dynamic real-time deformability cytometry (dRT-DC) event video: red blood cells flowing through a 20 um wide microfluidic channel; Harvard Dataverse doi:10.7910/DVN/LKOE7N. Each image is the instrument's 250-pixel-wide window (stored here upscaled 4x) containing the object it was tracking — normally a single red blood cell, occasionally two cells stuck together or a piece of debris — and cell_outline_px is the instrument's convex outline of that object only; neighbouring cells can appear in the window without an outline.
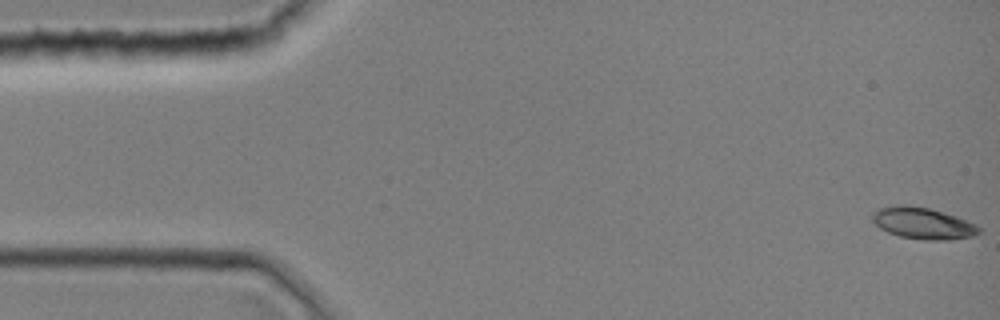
{"species": "common noctule bat (a hibernating species)", "species_latin": "Nyctalus noctula", "temperature_condition": "room temperature", "stored_images_in_passage": 3, "camera_frame_rate_fps": 3000, "um_per_image_px": 0.085, "animal": {"sex": "female", "body_mass_g": 19.0, "forearm_length_mm": 51.5}, "frame": {"image": 1, "passage_image": 1, "time_ms": 0.0, "image_size_px": [1000, 320], "cell_outline_px": [[980, 232], [972, 236], [952, 240], [924, 240], [900, 236], [888, 232], [880, 228], [872, 220], [872, 212], [880, 208], [896, 204], [908, 204], [928, 208], [956, 216], [976, 224], [980, 228]], "centroid_in_image_um": [78.43, 18.97], "position_along_channel_um": 6.6, "area_um2": 19.65}}